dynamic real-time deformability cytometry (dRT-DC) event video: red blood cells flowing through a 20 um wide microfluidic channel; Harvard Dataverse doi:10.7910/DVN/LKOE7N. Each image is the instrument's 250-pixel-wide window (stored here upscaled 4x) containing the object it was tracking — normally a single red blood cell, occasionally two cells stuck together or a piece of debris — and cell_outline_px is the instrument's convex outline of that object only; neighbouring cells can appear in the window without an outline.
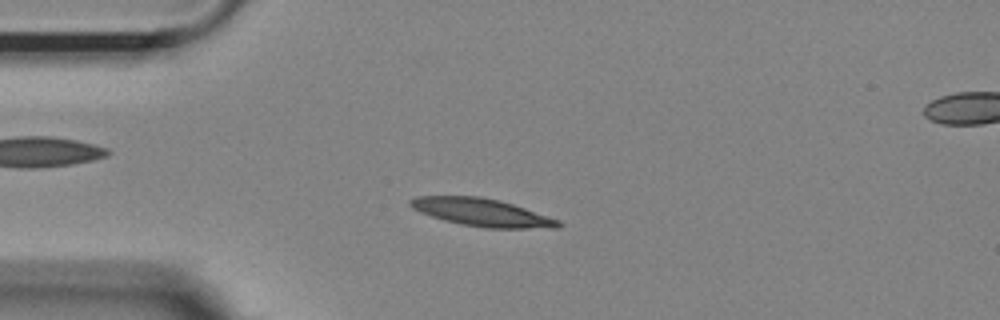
{"species": "Egyptian fruit bat (a non-hibernating species)", "species_latin": "Rousettus aegyptiacus", "temperature_condition": "room temperature", "stored_images_in_passage": 56, "segment_of_instrument_passage": [1, 2], "camera_frame_rate_fps": 3000, "um_per_image_px": 0.085, "animal": {"sex": "female"}, "frame": {"image": 1, "passage_image": 13, "time_ms": 4.0, "image_size_px": [1000, 320], "cell_outline_px": [[564, 224], [556, 228], [484, 228], [444, 220], [420, 212], [412, 208], [408, 204], [408, 200], [416, 196], [480, 196], [500, 200], [560, 220]], "centroid_in_image_um": [40.95, 18.05], "position_along_channel_um": 44.0, "area_um2": 23.81}}
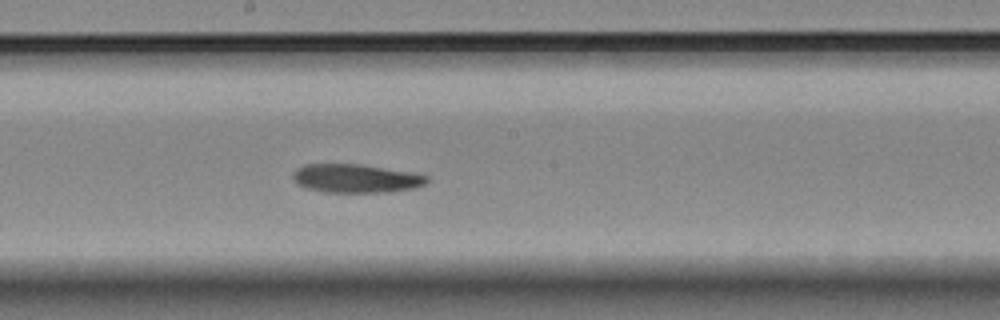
{"frame": {"image": 2, "passage_image": 29, "time_ms": 9.333, "image_size_px": [1000, 320], "cell_outline_px": [[428, 180], [424, 184], [416, 188], [388, 192], [324, 192], [308, 188], [300, 184], [292, 176], [292, 172], [296, 168], [304, 164], [360, 164], [412, 172], [428, 176]], "centroid_in_image_um": [30.27, 15.16], "position_along_channel_um": 217.9, "area_um2": 22.25}}
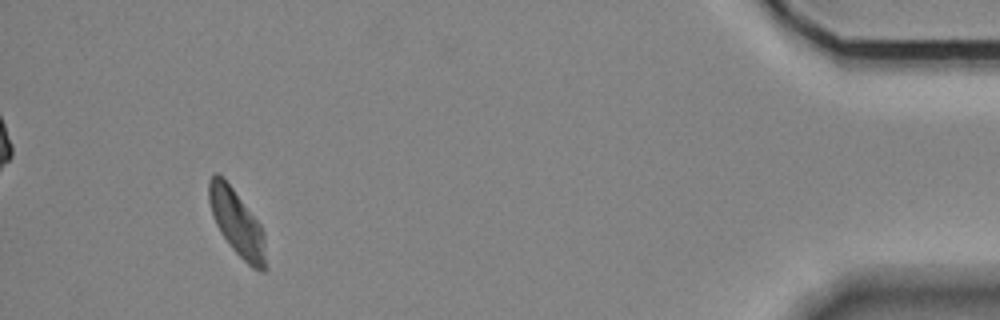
{"frame": {"image": 3, "passage_image": 51, "time_ms": 16.667, "image_size_px": [1000, 320], "cell_outline_px": [[268, 268], [264, 272], [260, 272], [252, 268], [232, 248], [220, 232], [212, 216], [208, 200], [208, 180], [216, 172], [232, 188], [260, 224], [264, 232]], "centroid_in_image_um": [20.17, 19.01], "position_along_channel_um": 415.0, "area_um2": 21.85}}